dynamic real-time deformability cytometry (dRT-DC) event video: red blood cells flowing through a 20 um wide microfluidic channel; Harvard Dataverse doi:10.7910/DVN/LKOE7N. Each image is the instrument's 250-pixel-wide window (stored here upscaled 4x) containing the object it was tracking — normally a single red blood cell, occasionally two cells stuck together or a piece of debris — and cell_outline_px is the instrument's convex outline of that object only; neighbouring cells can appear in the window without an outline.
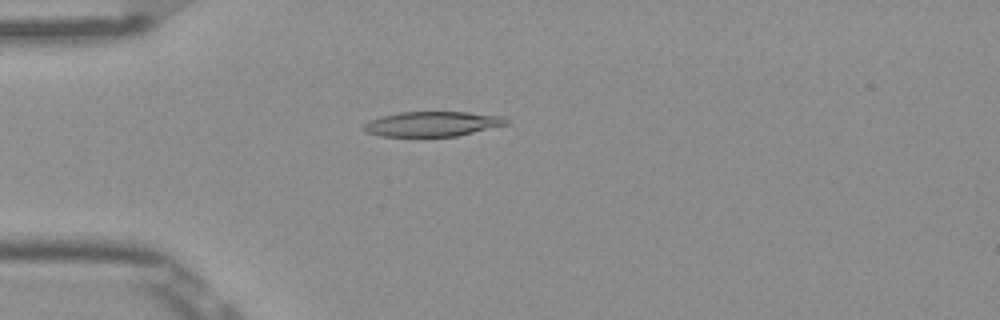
{"species": "Egyptian fruit bat (a non-hibernating species)", "species_latin": "Rousettus aegyptiacus", "temperature_condition": "room temperature", "stored_images_in_passage": 52, "camera_frame_rate_fps": 3000, "um_per_image_px": 0.085, "frame": {"image": 1, "passage_image": 14, "time_ms": 4.333, "image_size_px": [1000, 320], "cell_outline_px": [[508, 124], [456, 136], [420, 140], [416, 140], [380, 136], [364, 132], [360, 128], [364, 124], [372, 120], [384, 116], [400, 112], [468, 112], [504, 116], [508, 120]], "centroid_in_image_um": [36.68, 10.59], "position_along_channel_um": 48.3, "area_um2": 21.73}}
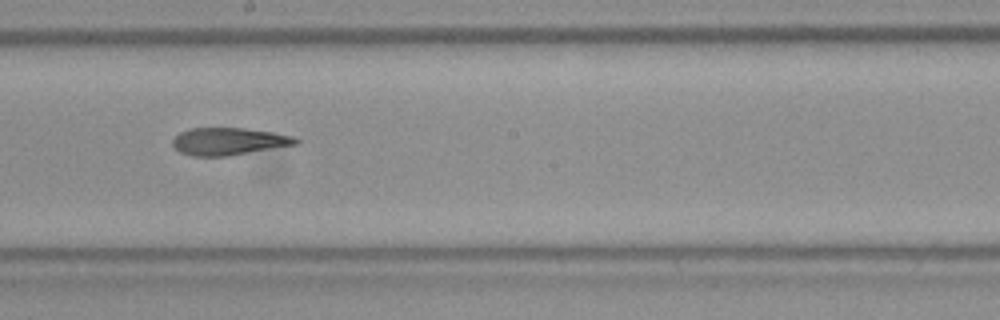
{"frame": {"image": 2, "passage_image": 29, "time_ms": 9.333, "image_size_px": [1000, 320], "cell_outline_px": [[300, 144], [228, 156], [192, 156], [180, 152], [172, 144], [172, 140], [180, 132], [192, 128], [244, 128], [272, 132], [296, 136], [300, 140]], "centroid_in_image_um": [19.5, 12.02], "position_along_channel_um": 228.7, "area_um2": 19.77}}
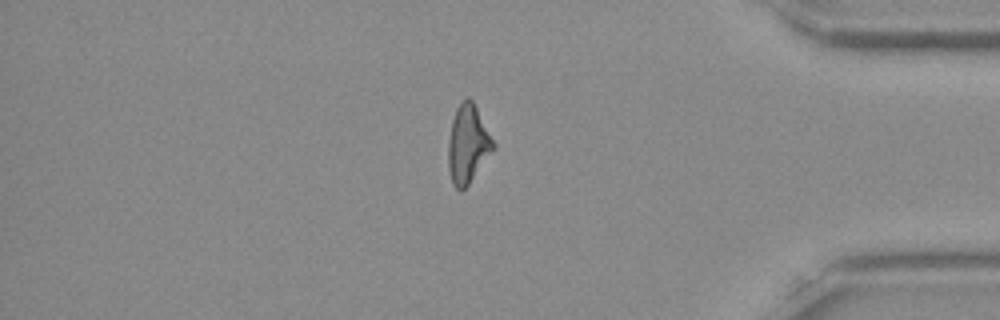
{"frame": {"image": 3, "passage_image": 44, "time_ms": 14.333, "image_size_px": [1000, 320], "cell_outline_px": [[496, 148], [468, 184], [460, 192], [452, 184], [448, 172], [448, 144], [452, 120], [456, 108], [468, 96], [472, 100], [496, 144]], "centroid_in_image_um": [39.77, 12.28], "position_along_channel_um": 395.4, "area_um2": 20.52}, "authors_computed_cell_mechanics": {"area_um2": 20.6924, "velocity_mm_per_s": 3.8969, "shape_relaxation_time_tau1_ms": 9.3827, "shape_relaxation_time_tau2_ms": 3.7643, "deformation_change_tau1": 0.2401, "deformation_change_tau2": 0.145}}